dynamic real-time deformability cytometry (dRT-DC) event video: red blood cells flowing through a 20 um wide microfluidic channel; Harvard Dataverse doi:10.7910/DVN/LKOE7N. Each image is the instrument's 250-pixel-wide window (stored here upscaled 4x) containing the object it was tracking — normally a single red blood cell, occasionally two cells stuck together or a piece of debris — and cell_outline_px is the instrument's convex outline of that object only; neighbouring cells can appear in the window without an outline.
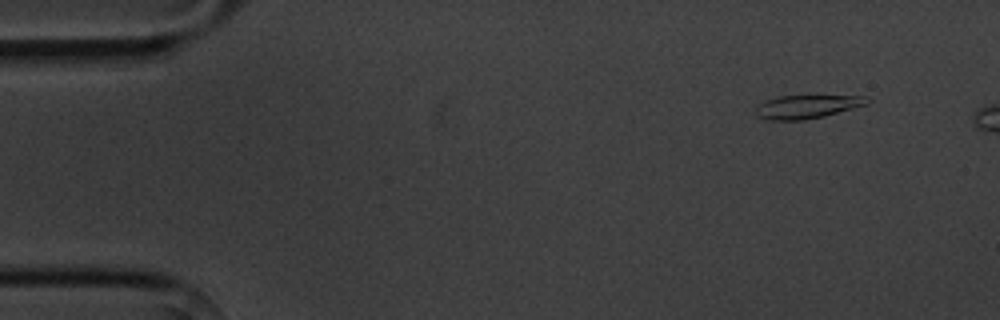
{"species": "common noctule bat (a hibernating species)", "species_latin": "Nyctalus noctula", "temperature_condition": "cold", "stored_images_in_passage": 5, "camera_frame_rate_fps": 3000, "um_per_image_px": 0.085, "animal": {"sex": "male", "body_mass_g": 20.1, "forearm_length_mm": 53.5}, "frame": {"image": 1, "passage_image": 2, "time_ms": 1.333, "image_size_px": [1000, 320], "cell_outline_px": [[872, 100], [868, 104], [824, 116], [804, 120], [768, 120], [756, 116], [756, 104], [780, 96], [860, 96]], "centroid_in_image_um": [68.56, 9.08], "position_along_channel_um": 16.4, "area_um2": 15.09}}